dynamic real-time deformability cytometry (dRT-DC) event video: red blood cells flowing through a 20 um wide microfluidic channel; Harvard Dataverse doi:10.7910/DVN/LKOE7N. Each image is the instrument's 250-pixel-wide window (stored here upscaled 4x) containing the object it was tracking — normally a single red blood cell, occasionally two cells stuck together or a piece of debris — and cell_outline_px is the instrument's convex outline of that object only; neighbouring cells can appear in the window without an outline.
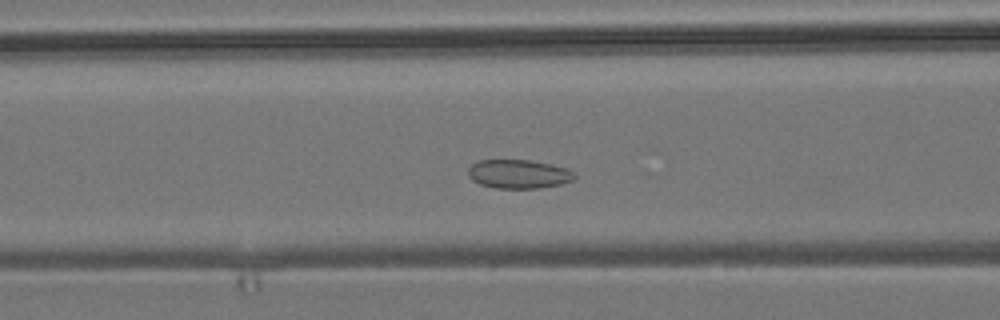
{"species": "common noctule bat (a hibernating species)", "species_latin": "Nyctalus noctula", "temperature_condition": "room temperature", "stored_images_in_passage": 49, "camera_frame_rate_fps": 3000, "um_per_image_px": 0.085, "animal": {"sex": "male", "body_mass_g": 19.2, "forearm_length_mm": 51.8}, "frame": {"image": 1, "passage_image": 17, "time_ms": 5.333, "image_size_px": [1000, 320], "cell_outline_px": [[576, 176], [572, 180], [560, 184], [540, 188], [496, 188], [480, 184], [472, 180], [468, 176], [468, 168], [472, 164], [480, 160], [528, 160], [552, 164], [568, 168], [576, 172]], "centroid_in_image_um": [44.1, 14.79], "position_along_channel_um": 122.5, "area_um2": 17.98}}
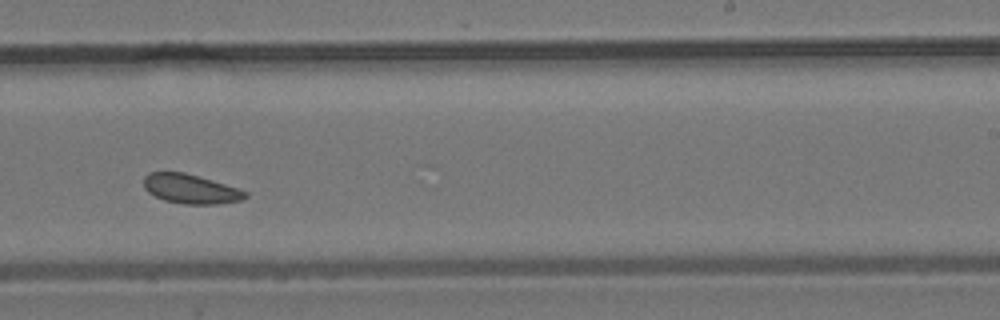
{"frame": {"image": 2, "passage_image": 29, "time_ms": 9.333, "image_size_px": [1000, 320], "cell_outline_px": [[248, 196], [240, 200], [216, 204], [184, 204], [164, 200], [148, 192], [144, 188], [144, 176], [148, 172], [184, 172], [212, 180], [248, 192]], "centroid_in_image_um": [16.17, 16.05], "position_along_channel_um": 272.8, "area_um2": 17.22}}
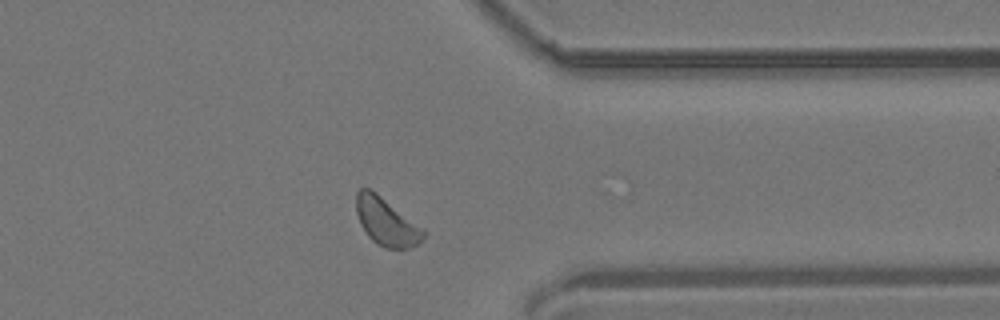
{"frame": {"image": 3, "passage_image": 38, "time_ms": 12.333, "image_size_px": [1000, 320], "cell_outline_px": [[428, 232], [416, 244], [408, 248], [384, 248], [376, 244], [368, 236], [360, 224], [356, 212], [356, 192], [360, 188], [368, 188], [376, 192]], "centroid_in_image_um": [32.81, 18.84], "position_along_channel_um": 378.6, "area_um2": 18.55}, "authors_computed_cell_mechanics": {"area_um2": 18.1492, "velocity_mm_per_s": 3.767, "shape_relaxation_time_tau1_ms": null, "shape_relaxation_time_tau2_ms": 3.1415, "deformation_change_tau1": null, "deformation_change_tau2": 0.0786}}